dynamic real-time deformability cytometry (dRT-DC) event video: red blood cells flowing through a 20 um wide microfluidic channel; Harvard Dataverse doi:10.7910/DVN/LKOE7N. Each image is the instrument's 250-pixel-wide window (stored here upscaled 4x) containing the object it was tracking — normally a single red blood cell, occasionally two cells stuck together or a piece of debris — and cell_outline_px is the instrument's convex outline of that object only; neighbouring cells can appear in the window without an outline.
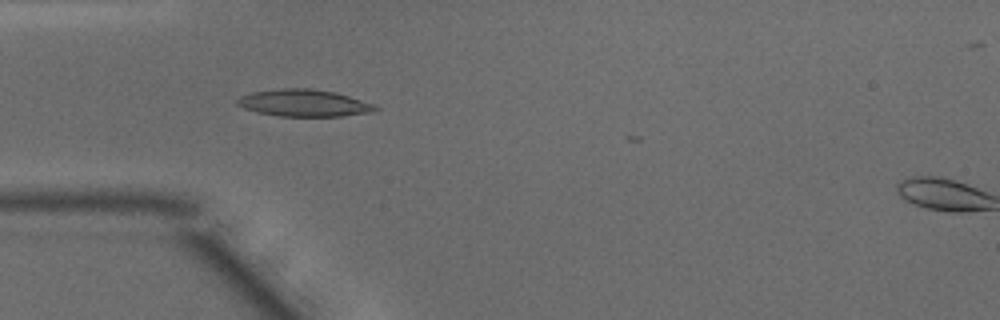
{"species": "common noctule bat (a hibernating species)", "species_latin": "Nyctalus noctula", "temperature_condition": "warm", "stored_images_in_passage": 6, "camera_frame_rate_fps": 3000, "um_per_image_px": 0.085, "animal": {"sex": "male", "body_mass_g": 15.6}, "frame": {"image": 1, "passage_image": 2, "time_ms": 0.333, "image_size_px": [1000, 320], "cell_outline_px": [[380, 108], [372, 112], [344, 116], [280, 116], [256, 112], [244, 108], [236, 104], [236, 100], [240, 96], [252, 92], [280, 88], [312, 88], [336, 92], [372, 104]], "centroid_in_image_um": [25.81, 8.75], "position_along_channel_um": 59.2, "area_um2": 21.73}}
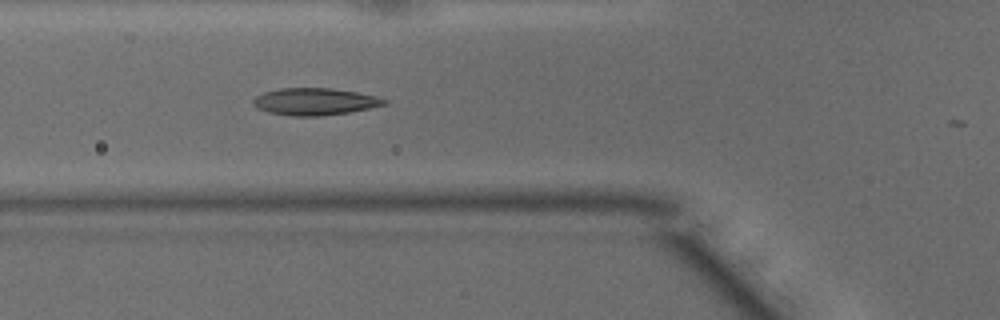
{"frame": {"image": 2, "passage_image": 5, "time_ms": 1.333, "image_size_px": [1000, 320], "cell_outline_px": [[388, 104], [348, 112], [320, 116], [288, 116], [268, 112], [256, 108], [252, 104], [252, 100], [256, 96], [264, 92], [280, 88], [332, 88], [356, 92], [376, 96], [388, 100]], "centroid_in_image_um": [26.72, 8.64], "position_along_channel_um": 99.1, "area_um2": 20.75}}